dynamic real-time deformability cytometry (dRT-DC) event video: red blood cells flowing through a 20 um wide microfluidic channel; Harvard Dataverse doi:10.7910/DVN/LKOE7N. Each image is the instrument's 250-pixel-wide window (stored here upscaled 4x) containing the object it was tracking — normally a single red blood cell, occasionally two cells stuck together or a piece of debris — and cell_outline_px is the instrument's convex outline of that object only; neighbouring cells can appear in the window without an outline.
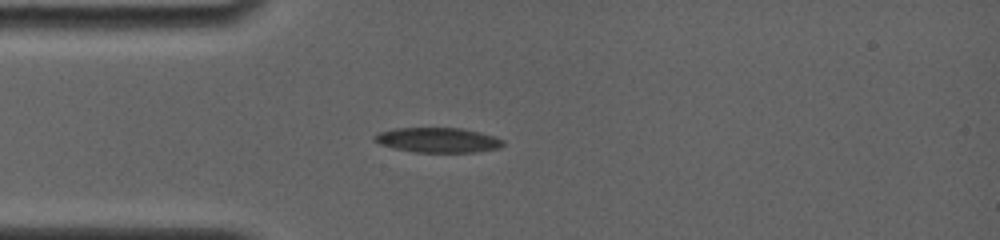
{"species": "common noctule bat (a hibernating species)", "species_latin": "Nyctalus noctula", "temperature_condition": "room temperature", "stored_images_in_passage": 5, "camera_frame_rate_fps": 4000, "um_per_image_px": 0.085, "animal": {"sex": "female", "body_mass_g": 19.0, "forearm_length_mm": 56.7}, "frame": {"image": 1, "passage_image": 4, "time_ms": 2.75, "image_size_px": [1000, 240], "cell_outline_px": [[504, 144], [500, 148], [476, 152], [412, 152], [392, 148], [380, 144], [372, 140], [372, 136], [380, 132], [396, 128], [460, 128], [480, 132], [504, 140]], "centroid_in_image_um": [37.19, 11.91], "position_along_channel_um": 47.8, "area_um2": 18.73}}